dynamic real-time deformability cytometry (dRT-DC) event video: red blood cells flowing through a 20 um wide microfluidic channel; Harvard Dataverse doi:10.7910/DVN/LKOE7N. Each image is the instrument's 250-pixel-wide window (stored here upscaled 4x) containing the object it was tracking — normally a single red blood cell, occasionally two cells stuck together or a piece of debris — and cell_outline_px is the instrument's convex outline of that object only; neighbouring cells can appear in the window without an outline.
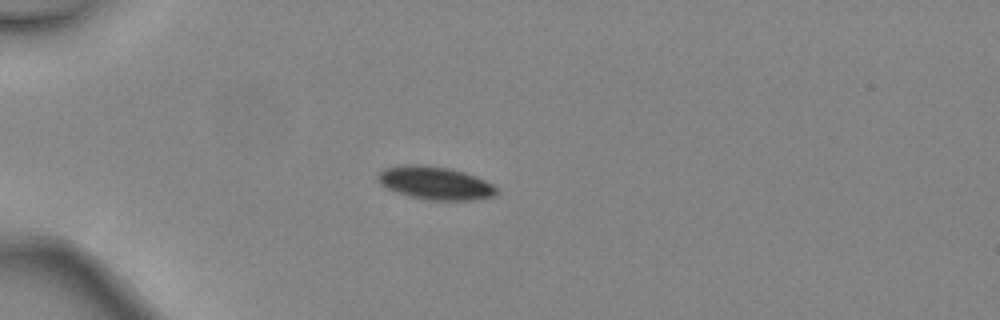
{"species": "common noctule bat (a hibernating species)", "species_latin": "Nyctalus noctula", "temperature_condition": "warm", "stored_images_in_passage": 2, "camera_frame_rate_fps": 3000, "um_per_image_px": 0.085, "animal": {"sex": "female", "body_mass_g": 24.6, "forearm_length_mm": 56.2}, "frame": {"image": 1, "passage_image": 1, "time_ms": 0.0, "image_size_px": [1000, 320], "cell_outline_px": [[496, 192], [492, 196], [476, 200], [432, 200], [408, 196], [396, 192], [380, 184], [376, 176], [384, 168], [404, 164], [428, 164], [448, 168], [464, 172], [476, 176], [492, 184], [496, 188]], "centroid_in_image_um": [36.95, 15.54], "position_along_channel_um": 48.0, "area_um2": 22.89}}